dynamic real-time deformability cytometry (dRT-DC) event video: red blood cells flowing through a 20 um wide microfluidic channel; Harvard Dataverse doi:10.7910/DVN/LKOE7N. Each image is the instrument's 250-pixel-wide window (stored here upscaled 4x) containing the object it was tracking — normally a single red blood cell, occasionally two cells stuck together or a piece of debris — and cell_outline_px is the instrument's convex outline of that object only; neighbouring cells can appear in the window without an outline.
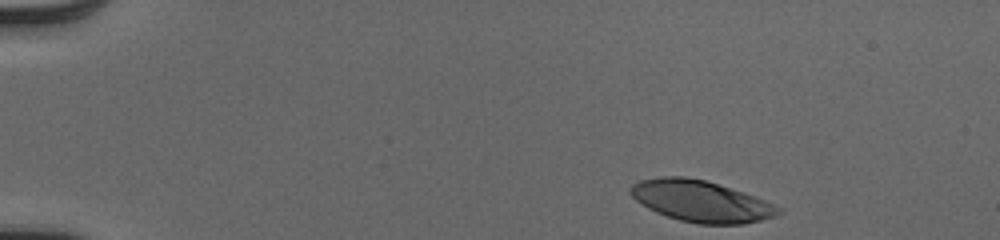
{"species": "human", "species_latin": "Homo sapiens", "temperature_condition": "cold", "stored_images_in_passage": 45, "camera_frame_rate_fps": 3000, "um_per_image_px": 0.085, "donor": {"sex": "male"}, "frame": {"image": 1, "passage_image": 1, "time_ms": 0.0, "image_size_px": [1000, 240], "cell_outline_px": [[784, 212], [776, 216], [744, 224], [700, 224], [680, 220], [656, 212], [648, 208], [636, 200], [628, 192], [628, 188], [632, 184], [640, 180], [660, 176], [684, 176], [704, 180], [744, 192], [764, 200], [780, 208]], "centroid_in_image_um": [59.56, 17.09], "position_along_channel_um": 25.4, "area_um2": 35.55}}
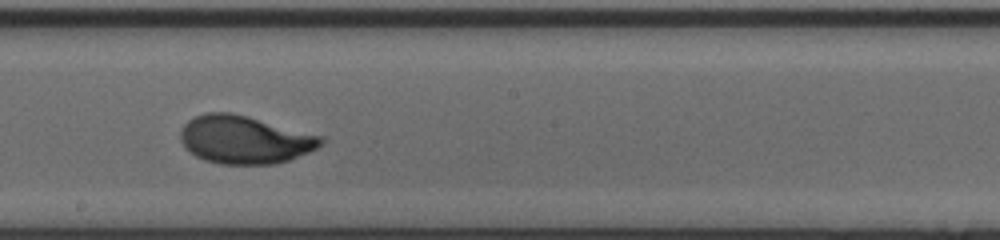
{"frame": {"image": 2, "passage_image": 24, "time_ms": 7.667, "image_size_px": [1000, 240], "cell_outline_px": [[324, 144], [308, 152], [288, 160], [276, 164], [220, 164], [204, 160], [196, 156], [184, 148], [180, 140], [180, 128], [192, 116], [208, 112], [232, 112], [248, 116], [324, 136]], "centroid_in_image_um": [20.77, 11.86], "position_along_channel_um": 227.4, "area_um2": 39.71}}
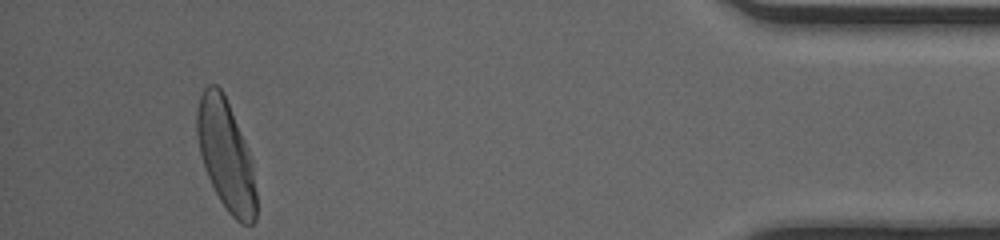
{"frame": {"image": 3, "passage_image": 42, "time_ms": 13.667, "image_size_px": [1000, 240], "cell_outline_px": [[256, 220], [252, 224], [240, 224], [228, 212], [220, 200], [208, 176], [200, 152], [196, 132], [196, 112], [200, 96], [204, 88], [208, 84], [216, 84], [220, 88], [228, 104], [244, 140], [252, 160], [256, 192]], "centroid_in_image_um": [19.2, 13.21], "position_along_channel_um": 416.0, "area_um2": 37.63}, "authors_computed_cell_mechanics": {"area_um2": 38.148, "velocity_mm_per_s": 4.0661, "shape_relaxation_time_tau1_ms": 2.7503, "shape_relaxation_time_tau2_ms": null, "deformation_change_tau1": 0.1789, "deformation_change_tau2": null}}